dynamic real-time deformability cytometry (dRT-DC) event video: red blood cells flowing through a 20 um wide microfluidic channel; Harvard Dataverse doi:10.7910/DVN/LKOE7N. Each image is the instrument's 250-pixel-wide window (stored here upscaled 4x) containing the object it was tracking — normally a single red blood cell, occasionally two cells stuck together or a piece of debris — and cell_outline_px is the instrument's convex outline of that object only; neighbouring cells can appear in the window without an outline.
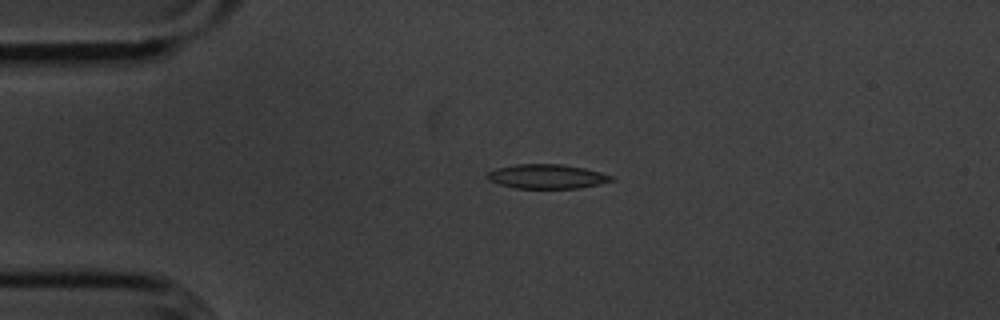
{"species": "common noctule bat (a hibernating species)", "species_latin": "Nyctalus noctula", "temperature_condition": "cold", "stored_images_in_passage": 44, "camera_frame_rate_fps": 3000, "um_per_image_px": 0.085, "animal": {"sex": "male", "body_mass_g": 20.1, "forearm_length_mm": 53.5}, "frame": {"image": 1, "passage_image": 1, "time_ms": 0.0, "image_size_px": [1000, 320], "cell_outline_px": [[616, 180], [580, 188], [516, 188], [500, 184], [488, 180], [488, 172], [496, 168], [516, 164], [560, 164], [584, 168], [600, 172], [612, 176]], "centroid_in_image_um": [46.5, 15.0], "position_along_channel_um": 38.5, "area_um2": 17.46}}
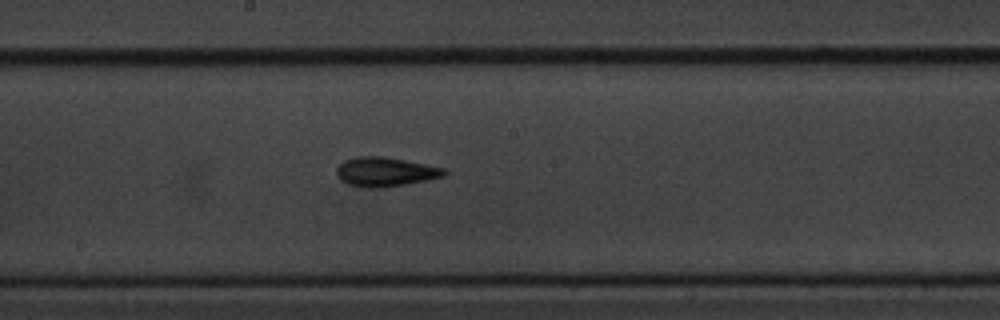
{"frame": {"image": 2, "passage_image": 18, "time_ms": 5.667, "image_size_px": [1000, 320], "cell_outline_px": [[448, 172], [444, 176], [428, 180], [380, 188], [368, 188], [348, 184], [340, 180], [336, 176], [336, 168], [344, 160], [360, 156], [384, 156], [444, 168]], "centroid_in_image_um": [32.72, 14.61], "position_along_channel_um": 215.5, "area_um2": 18.32}}
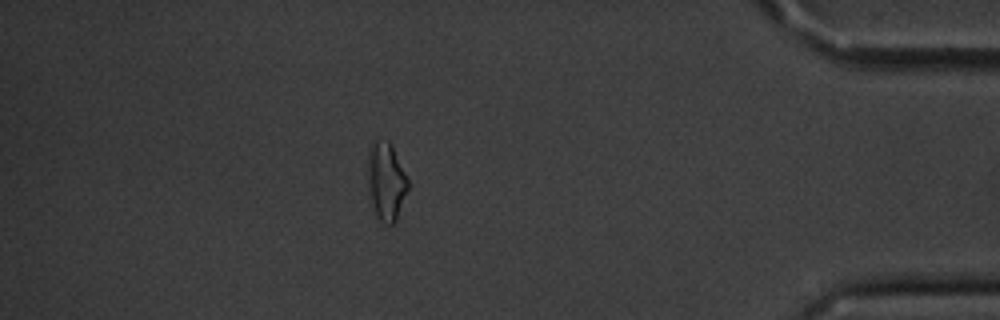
{"frame": {"image": 3, "passage_image": 37, "time_ms": 12.0, "image_size_px": [1000, 320], "cell_outline_px": [[408, 188], [396, 220], [392, 224], [388, 224], [380, 220], [376, 216], [368, 200], [368, 144], [376, 136], [388, 140], [392, 144], [408, 180]], "centroid_in_image_um": [32.77, 15.34], "position_along_channel_um": 402.4, "area_um2": 18.84}, "authors_computed_cell_mechanics": {"area_um2": 17.4845, "velocity_mm_per_s": 3.6075, "shape_relaxation_time_tau1_ms": 2.505, "shape_relaxation_time_tau2_ms": 4.3582, "deformation_change_tau1": 0.1315, "deformation_change_tau2": 0.1237}}